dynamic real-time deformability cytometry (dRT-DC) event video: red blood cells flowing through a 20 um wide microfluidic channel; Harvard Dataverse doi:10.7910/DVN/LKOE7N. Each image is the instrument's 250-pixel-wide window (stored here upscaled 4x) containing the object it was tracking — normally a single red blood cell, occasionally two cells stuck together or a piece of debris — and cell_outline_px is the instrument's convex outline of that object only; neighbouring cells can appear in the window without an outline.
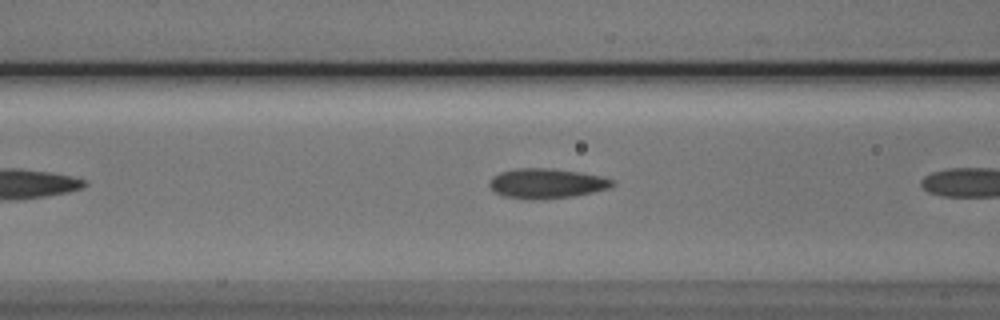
{"species": "Egyptian fruit bat (a non-hibernating species)", "species_latin": "Rousettus aegyptiacus", "temperature_condition": "cold", "stored_images_in_passage": 4, "segment_of_instrument_passage": [2, 2], "camera_frame_rate_fps": 3000, "um_per_image_px": 0.085, "animal": {"sex": "male"}, "frame": {"image": 1, "passage_image": 4, "time_ms": 4.333, "image_size_px": [1000, 320], "cell_outline_px": [[616, 184], [612, 188], [572, 196], [532, 200], [528, 200], [504, 196], [496, 192], [488, 184], [492, 176], [500, 172], [516, 168], [552, 168], [580, 172], [604, 176], [616, 180]], "centroid_in_image_um": [46.51, 15.58], "position_along_channel_um": 120.1, "area_um2": 21.68}}